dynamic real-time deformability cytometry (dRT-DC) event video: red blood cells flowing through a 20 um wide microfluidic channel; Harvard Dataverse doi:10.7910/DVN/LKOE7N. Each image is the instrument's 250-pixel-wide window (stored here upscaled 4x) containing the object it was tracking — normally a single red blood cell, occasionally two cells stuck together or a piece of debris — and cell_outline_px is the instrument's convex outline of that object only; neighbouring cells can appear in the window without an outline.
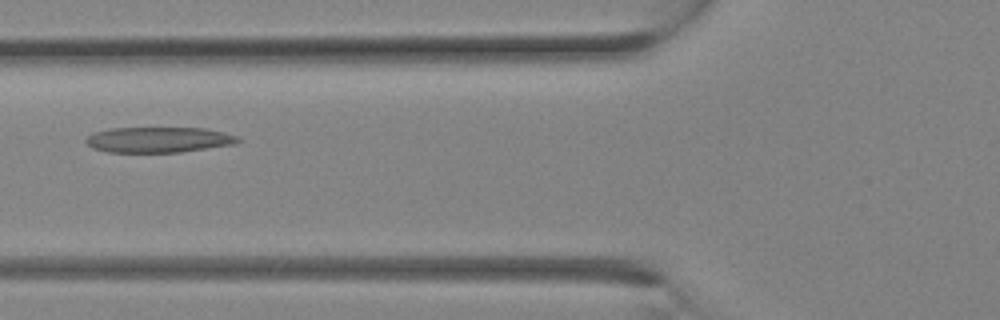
{"species": "Egyptian fruit bat (a non-hibernating species)", "species_latin": "Rousettus aegyptiacus", "temperature_condition": "room temperature", "stored_images_in_passage": 28, "camera_frame_rate_fps": 3000, "um_per_image_px": 0.085, "animal": {"sex": "female"}, "frame": {"image": 1, "passage_image": 11, "time_ms": 3.333, "image_size_px": [1000, 320], "cell_outline_px": [[240, 140], [236, 144], [180, 152], [108, 152], [92, 148], [84, 140], [92, 132], [108, 128], [204, 128], [224, 132], [240, 136]], "centroid_in_image_um": [13.48, 11.87], "position_along_channel_um": 112.3, "area_um2": 22.77}}
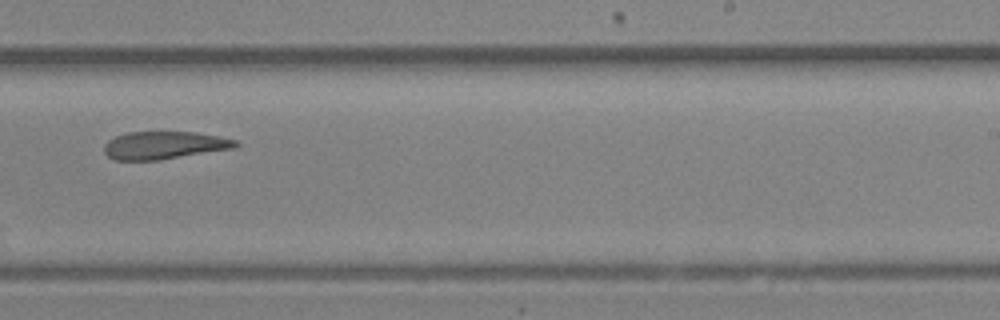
{"frame": {"image": 2, "passage_image": 18, "time_ms": 5.667, "image_size_px": [1000, 320], "cell_outline_px": [[240, 144], [236, 148], [160, 160], [116, 160], [108, 156], [104, 152], [104, 144], [108, 140], [116, 136], [128, 132], [196, 132], [220, 136], [236, 140]], "centroid_in_image_um": [13.99, 12.35], "position_along_channel_um": 275.0, "area_um2": 21.39}}
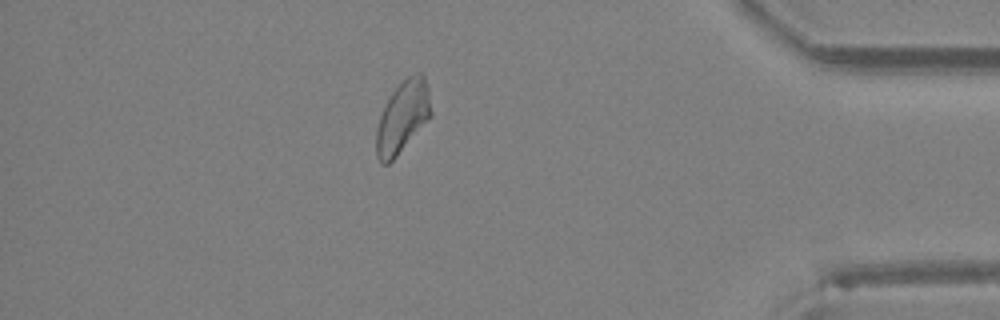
{"frame": {"image": 3, "passage_image": 25, "time_ms": 8.0, "image_size_px": [1000, 320], "cell_outline_px": [[432, 116], [396, 156], [388, 164], [380, 164], [376, 156], [376, 128], [380, 116], [392, 92], [408, 76], [416, 72], [424, 72], [428, 88], [432, 112]], "centroid_in_image_um": [34.24, 9.94], "position_along_channel_um": 401.0, "area_um2": 22.83}}